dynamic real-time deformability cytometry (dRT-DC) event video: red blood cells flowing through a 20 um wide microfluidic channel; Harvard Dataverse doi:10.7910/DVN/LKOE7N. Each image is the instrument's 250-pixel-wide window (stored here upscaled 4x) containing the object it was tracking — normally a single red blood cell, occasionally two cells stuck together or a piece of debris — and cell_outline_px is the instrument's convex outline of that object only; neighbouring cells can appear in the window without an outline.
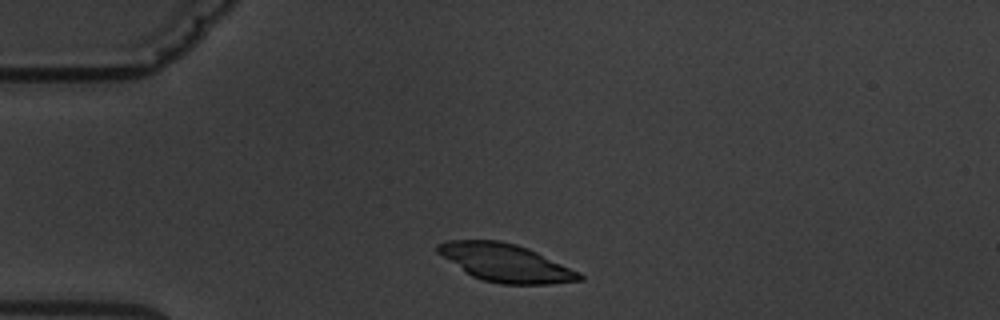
{"species": "common noctule bat (a hibernating species)", "species_latin": "Nyctalus noctula", "temperature_condition": "warm", "stored_images_in_passage": 2, "camera_frame_rate_fps": 3000, "um_per_image_px": 0.085, "animal": {"sex": "male", "body_mass_g": 19.5, "forearm_length_mm": 54.6}, "frame": {"image": 1, "passage_image": 1, "time_ms": 0.0, "image_size_px": [1000, 320], "cell_outline_px": [[584, 280], [548, 284], [500, 284], [484, 280], [472, 276], [436, 252], [436, 244], [448, 240], [500, 240], [516, 244], [528, 248], [580, 272], [584, 276]], "centroid_in_image_um": [42.98, 22.33], "position_along_channel_um": 42.0, "area_um2": 31.15}}